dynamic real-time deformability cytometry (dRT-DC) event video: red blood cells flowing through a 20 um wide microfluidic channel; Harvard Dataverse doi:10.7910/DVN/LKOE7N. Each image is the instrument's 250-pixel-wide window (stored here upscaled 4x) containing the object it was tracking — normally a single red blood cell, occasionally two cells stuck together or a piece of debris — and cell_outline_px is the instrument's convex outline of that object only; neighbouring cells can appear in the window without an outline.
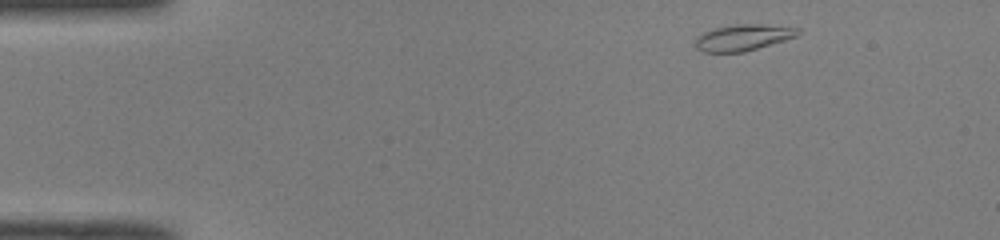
{"species": "common noctule bat (a hibernating species)", "species_latin": "Nyctalus noctula", "temperature_condition": "room temperature", "stored_images_in_passage": 44, "camera_frame_rate_fps": 3000, "um_per_image_px": 0.085, "animal": {"sex": "male", "body_mass_g": 19.0, "forearm_length_mm": 50.8}, "frame": {"image": 1, "passage_image": 1, "time_ms": 0.0, "image_size_px": [1000, 240], "cell_outline_px": [[800, 32], [796, 36], [784, 40], [744, 52], [704, 52], [696, 48], [696, 40], [704, 32], [716, 28], [736, 24], [760, 24], [800, 28]], "centroid_in_image_um": [63.18, 3.19], "position_along_channel_um": 21.8, "area_um2": 15.37}}
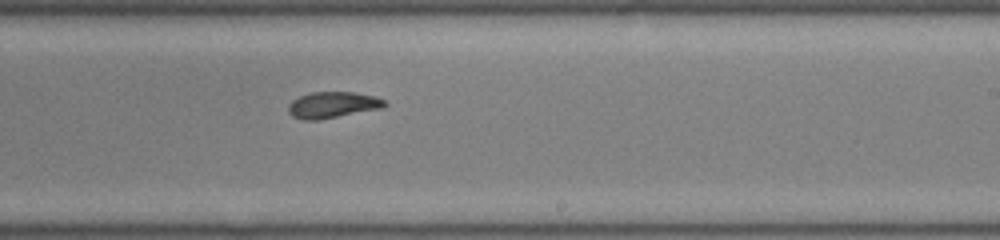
{"frame": {"image": 2, "passage_image": 25, "time_ms": 8.0, "image_size_px": [1000, 240], "cell_outline_px": [[388, 104], [384, 108], [320, 120], [304, 120], [292, 116], [288, 112], [288, 104], [292, 100], [300, 96], [312, 92], [352, 92], [376, 96], [384, 100]], "centroid_in_image_um": [28.29, 8.92], "position_along_channel_um": 260.7, "area_um2": 14.91}}
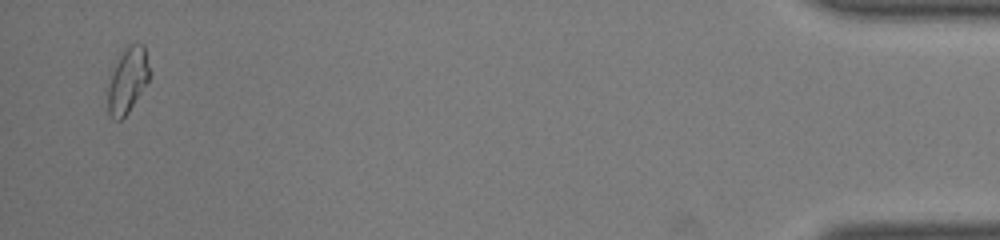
{"frame": {"image": 3, "passage_image": 43, "time_ms": 14.0, "image_size_px": [1000, 240], "cell_outline_px": [[152, 76], [128, 112], [120, 120], [112, 120], [108, 112], [108, 84], [112, 72], [120, 56], [128, 44], [144, 44], [152, 72]], "centroid_in_image_um": [10.89, 6.82], "position_along_channel_um": 424.3, "area_um2": 16.01}, "authors_computed_cell_mechanics": {"area_um2": 14.9991, "velocity_mm_per_s": 4.0822, "shape_relaxation_time_tau1_ms": 7.0321, "shape_relaxation_time_tau2_ms": 1.1934, "deformation_change_tau1": 0.2447, "deformation_change_tau2": 0.0776}}